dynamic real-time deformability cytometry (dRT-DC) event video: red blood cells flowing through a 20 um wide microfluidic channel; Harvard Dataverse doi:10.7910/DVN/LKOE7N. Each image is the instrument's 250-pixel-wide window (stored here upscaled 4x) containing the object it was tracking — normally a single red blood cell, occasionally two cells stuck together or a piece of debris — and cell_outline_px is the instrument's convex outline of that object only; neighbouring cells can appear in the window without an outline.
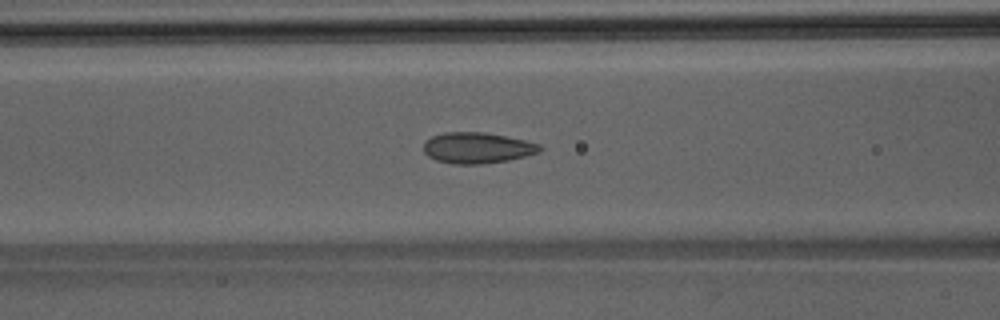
{"species": "Egyptian fruit bat (a non-hibernating species)", "species_latin": "Rousettus aegyptiacus", "temperature_condition": "room temperature", "stored_images_in_passage": 50, "camera_frame_rate_fps": 3000, "um_per_image_px": 0.085, "animal": {"sex": "male"}, "frame": {"image": 1, "passage_image": 20, "time_ms": 6.333, "image_size_px": [1000, 320], "cell_outline_px": [[544, 148], [540, 152], [508, 160], [480, 164], [452, 164], [436, 160], [428, 156], [424, 152], [424, 144], [432, 136], [444, 132], [484, 132], [524, 140], [540, 144]], "centroid_in_image_um": [40.57, 12.57], "position_along_channel_um": 126.0, "area_um2": 20.87}}
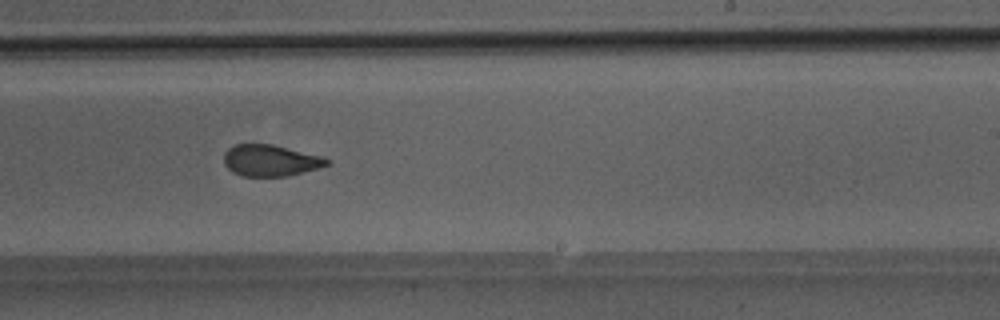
{"frame": {"image": 2, "passage_image": 30, "time_ms": 9.667, "image_size_px": [1000, 320], "cell_outline_px": [[332, 160], [328, 164], [320, 168], [288, 176], [240, 176], [232, 172], [224, 164], [224, 152], [232, 144], [272, 144], [324, 156]], "centroid_in_image_um": [23.0, 13.64], "position_along_channel_um": 266.0, "area_um2": 19.19}}
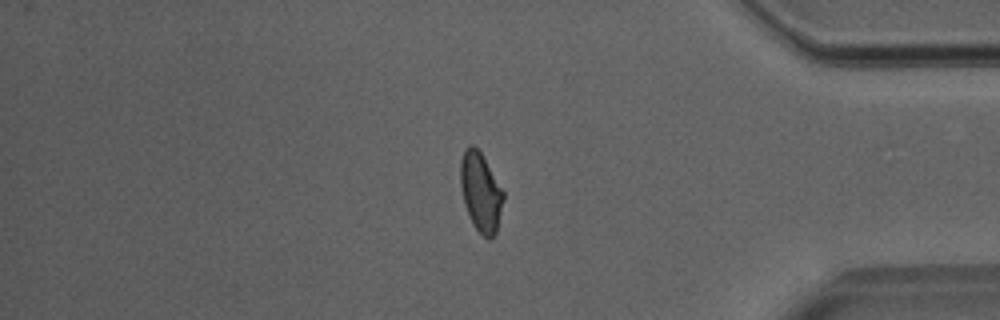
{"frame": {"image": 3, "passage_image": 41, "time_ms": 13.333, "image_size_px": [1000, 320], "cell_outline_px": [[504, 200], [496, 232], [488, 240], [472, 224], [464, 204], [460, 184], [460, 160], [464, 148], [468, 144], [472, 144], [480, 152], [504, 192]], "centroid_in_image_um": [40.84, 16.31], "position_along_channel_um": 394.4, "area_um2": 19.71}}